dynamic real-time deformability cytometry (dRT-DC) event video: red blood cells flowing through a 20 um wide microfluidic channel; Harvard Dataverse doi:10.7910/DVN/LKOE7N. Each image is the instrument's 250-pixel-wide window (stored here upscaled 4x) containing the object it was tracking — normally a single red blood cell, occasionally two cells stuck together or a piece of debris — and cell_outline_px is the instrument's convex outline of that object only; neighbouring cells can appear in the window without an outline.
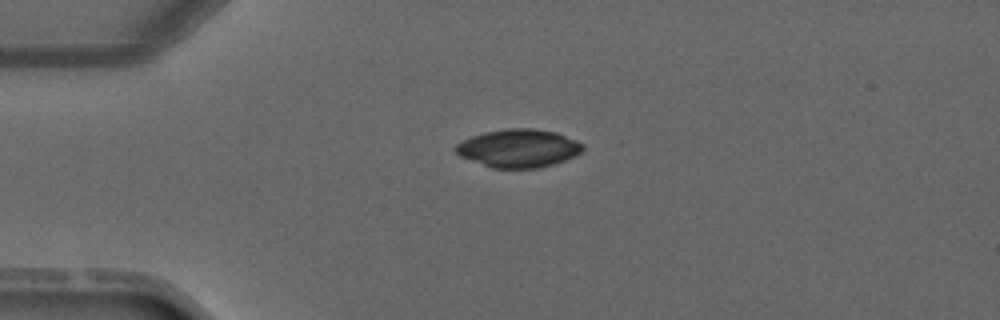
{"species": "common noctule bat (a hibernating species)", "species_latin": "Nyctalus noctula", "temperature_condition": "warm", "stored_images_in_passage": 4, "camera_frame_rate_fps": 3000, "um_per_image_px": 0.085, "animal": {"sex": "male", "forearm_length_mm": 52.5}, "frame": {"image": 1, "passage_image": 3, "time_ms": 2.333, "image_size_px": [1000, 320], "cell_outline_px": [[584, 148], [576, 156], [540, 168], [492, 168], [460, 156], [452, 148], [456, 144], [472, 136], [484, 132], [508, 128], [532, 128], [556, 132], [576, 140], [584, 144]], "centroid_in_image_um": [44.08, 12.6], "position_along_channel_um": 40.9, "area_um2": 28.26}}